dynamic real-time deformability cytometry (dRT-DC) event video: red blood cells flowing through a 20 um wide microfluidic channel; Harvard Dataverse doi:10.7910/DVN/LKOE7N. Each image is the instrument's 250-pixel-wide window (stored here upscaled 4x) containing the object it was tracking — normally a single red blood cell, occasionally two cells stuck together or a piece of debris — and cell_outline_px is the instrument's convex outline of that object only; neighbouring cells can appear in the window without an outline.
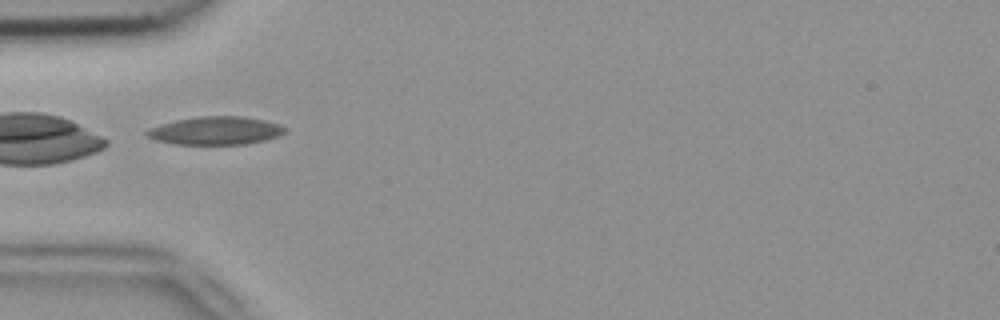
{"species": "common noctule bat (a hibernating species)", "species_latin": "Nyctalus noctula", "temperature_condition": "room temperature", "stored_images_in_passage": 6, "camera_frame_rate_fps": 3000, "um_per_image_px": 0.085, "animal": {"sex": "female", "body_mass_g": 18.4}, "frame": {"image": 1, "passage_image": 3, "time_ms": 0.667, "image_size_px": [1000, 320], "cell_outline_px": [[288, 132], [280, 136], [264, 140], [244, 144], [176, 144], [156, 140], [144, 136], [144, 132], [148, 128], [160, 124], [176, 120], [200, 116], [244, 116], [264, 120], [288, 128]], "centroid_in_image_um": [18.32, 11.1], "position_along_channel_um": 66.7, "area_um2": 22.77}}
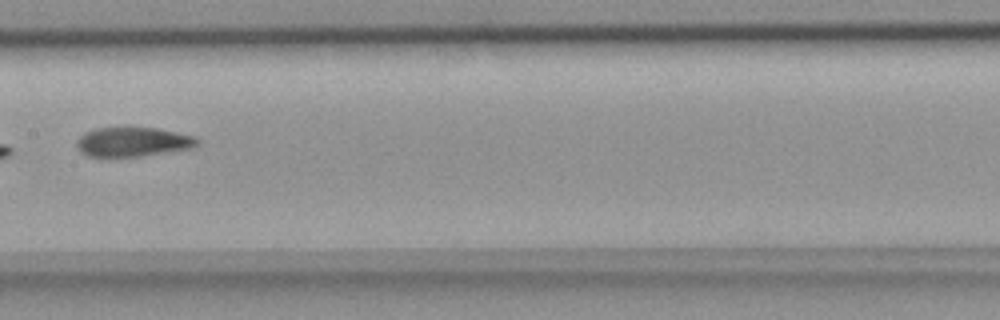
{"frame": {"image": 2, "passage_image": 6, "time_ms": 1.667, "image_size_px": [1000, 320], "cell_outline_px": [[200, 144], [196, 148], [140, 156], [88, 156], [80, 152], [76, 148], [76, 140], [84, 132], [96, 128], [156, 128], [196, 136], [200, 140]], "centroid_in_image_um": [11.33, 12.06], "position_along_channel_um": 196.1, "area_um2": 20.81}}